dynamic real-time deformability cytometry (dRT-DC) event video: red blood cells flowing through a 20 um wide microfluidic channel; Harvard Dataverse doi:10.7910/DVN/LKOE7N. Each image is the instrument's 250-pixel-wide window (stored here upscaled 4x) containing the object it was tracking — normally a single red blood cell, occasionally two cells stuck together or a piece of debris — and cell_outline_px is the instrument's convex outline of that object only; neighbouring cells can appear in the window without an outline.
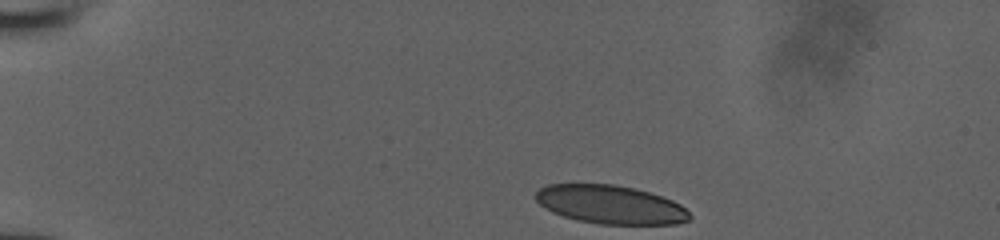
{"species": "human", "species_latin": "Homo sapiens", "temperature_condition": "room temperature", "stored_images_in_passage": 10, "camera_frame_rate_fps": 3000, "um_per_image_px": 0.085, "donor": {"sex": "male"}, "frame": {"image": 1, "passage_image": 1, "time_ms": 0.0, "image_size_px": [1000, 240], "cell_outline_px": [[692, 216], [688, 220], [676, 224], [600, 224], [580, 220], [564, 216], [552, 212], [544, 208], [536, 200], [536, 192], [540, 188], [548, 184], [612, 184], [636, 188], [672, 200], [680, 204]], "centroid_in_image_um": [51.88, 17.38], "position_along_channel_um": 33.1, "area_um2": 34.39}}
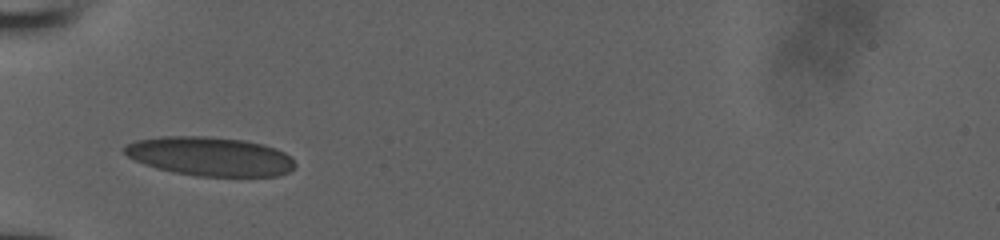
{"frame": {"image": 2, "passage_image": 6, "time_ms": 1.667, "image_size_px": [1000, 240], "cell_outline_px": [[296, 164], [288, 172], [280, 176], [196, 176], [172, 172], [144, 164], [128, 156], [120, 148], [136, 140], [160, 136], [208, 136], [244, 140], [264, 144], [276, 148], [284, 152]], "centroid_in_image_um": [17.84, 13.28], "position_along_channel_um": 67.2, "area_um2": 38.84}}
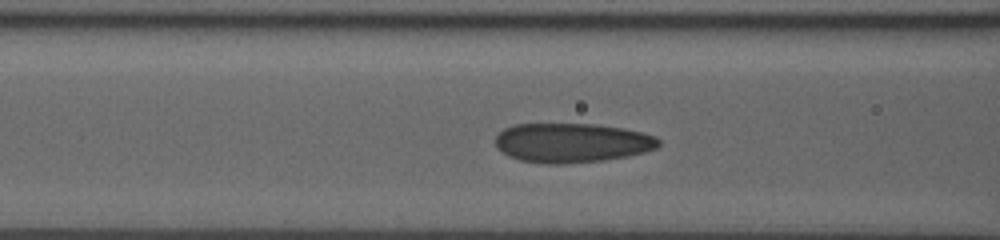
{"frame": {"image": 3, "passage_image": 9, "time_ms": 2.667, "image_size_px": [1000, 240], "cell_outline_px": [[660, 144], [656, 148], [644, 152], [628, 156], [604, 160], [564, 164], [548, 164], [520, 160], [508, 156], [496, 148], [496, 136], [504, 128], [512, 124], [596, 124], [624, 128], [644, 132], [656, 136], [660, 140]], "centroid_in_image_um": [48.62, 12.13], "position_along_channel_um": 118.0, "area_um2": 37.8}}